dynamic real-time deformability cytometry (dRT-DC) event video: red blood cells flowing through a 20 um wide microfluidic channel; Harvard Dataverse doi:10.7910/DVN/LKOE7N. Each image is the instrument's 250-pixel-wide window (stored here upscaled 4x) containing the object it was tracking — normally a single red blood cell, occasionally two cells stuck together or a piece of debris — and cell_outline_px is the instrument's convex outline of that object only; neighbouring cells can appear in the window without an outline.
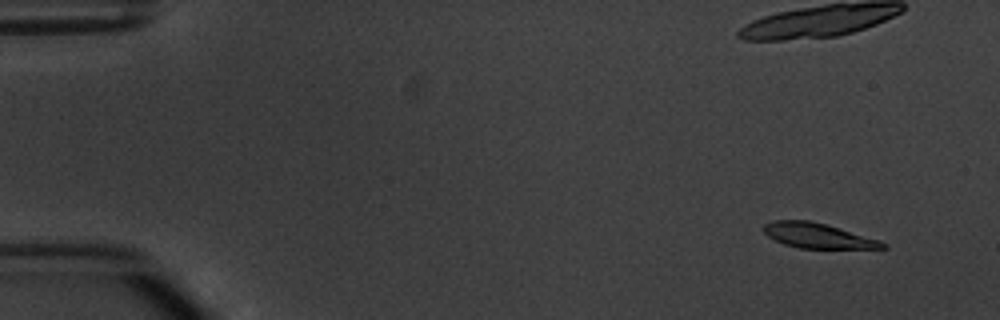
{"species": "common noctule bat (a hibernating species)", "species_latin": "Nyctalus noctula", "temperature_condition": "warm", "stored_images_in_passage": 8, "camera_frame_rate_fps": 3000, "um_per_image_px": 0.085, "animal": {"sex": "male", "body_mass_g": 20.1, "forearm_length_mm": 53.5}, "frame": {"image": 1, "passage_image": 2, "time_ms": 1.0, "image_size_px": [1000, 320], "cell_outline_px": [[888, 248], [800, 248], [784, 244], [768, 236], [764, 232], [764, 224], [776, 220], [808, 220], [824, 224], [880, 240], [888, 244]], "centroid_in_image_um": [69.52, 20.03], "position_along_channel_um": 15.5, "area_um2": 16.99}}